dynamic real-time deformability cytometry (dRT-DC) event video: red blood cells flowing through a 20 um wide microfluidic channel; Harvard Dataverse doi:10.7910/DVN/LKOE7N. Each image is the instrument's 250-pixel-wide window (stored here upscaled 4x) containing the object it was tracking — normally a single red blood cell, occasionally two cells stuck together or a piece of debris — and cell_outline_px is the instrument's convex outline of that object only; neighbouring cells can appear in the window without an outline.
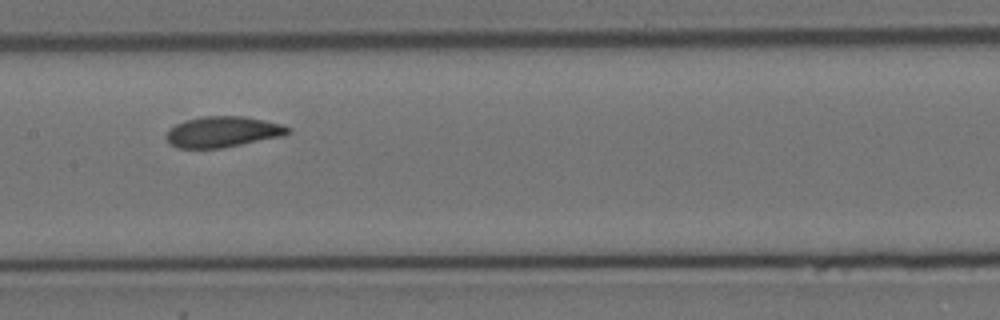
{"species": "Egyptian fruit bat (a non-hibernating species)", "species_latin": "Rousettus aegyptiacus", "temperature_condition": "cold", "stored_images_in_passage": 9, "camera_frame_rate_fps": 3000, "um_per_image_px": 0.085, "animal": {"sex": "female"}, "frame": {"image": 1, "passage_image": 6, "time_ms": 1.667, "image_size_px": [1000, 320], "cell_outline_px": [[292, 132], [284, 136], [220, 148], [176, 148], [168, 144], [168, 128], [176, 124], [200, 116], [244, 116], [284, 124], [292, 128]], "centroid_in_image_um": [18.99, 11.2], "position_along_channel_um": 188.4, "area_um2": 21.96}}
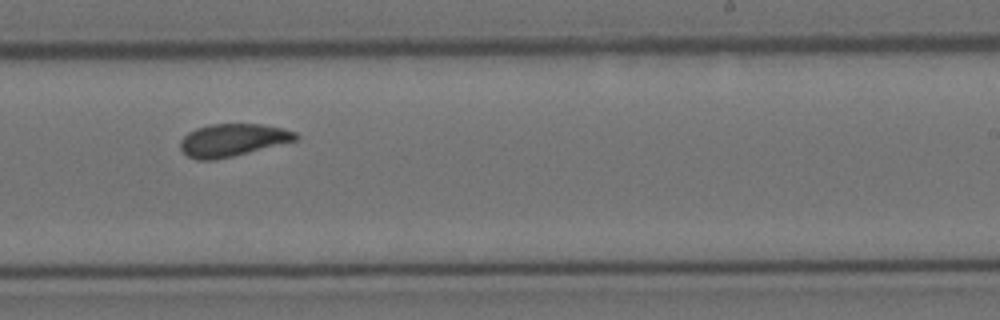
{"frame": {"image": 2, "passage_image": 8, "time_ms": 2.333, "image_size_px": [1000, 320], "cell_outline_px": [[300, 136], [296, 140], [216, 160], [196, 160], [188, 156], [180, 148], [180, 140], [188, 132], [196, 128], [212, 124], [264, 124], [296, 132]], "centroid_in_image_um": [19.74, 11.9], "position_along_channel_um": 269.3, "area_um2": 21.73}}
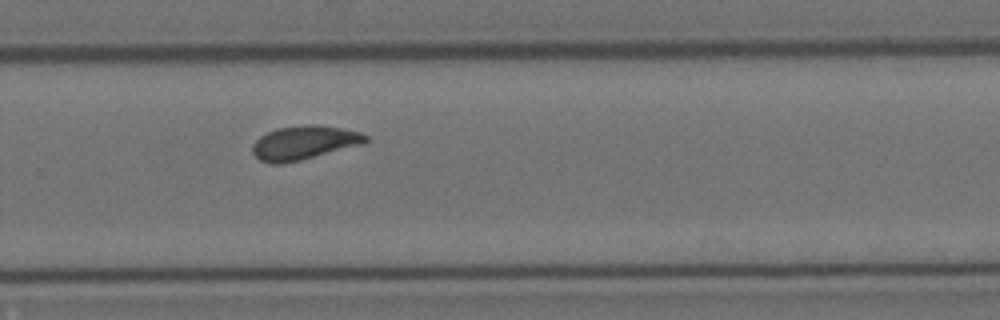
{"frame": {"image": 3, "passage_image": 9, "time_ms": 2.667, "image_size_px": [1000, 320], "cell_outline_px": [[368, 140], [364, 144], [284, 164], [272, 164], [260, 160], [252, 152], [252, 144], [260, 136], [276, 128], [304, 124], [316, 124], [340, 128], [360, 132], [368, 136]], "centroid_in_image_um": [25.84, 12.12], "position_along_channel_um": 304.0, "area_um2": 22.43}}